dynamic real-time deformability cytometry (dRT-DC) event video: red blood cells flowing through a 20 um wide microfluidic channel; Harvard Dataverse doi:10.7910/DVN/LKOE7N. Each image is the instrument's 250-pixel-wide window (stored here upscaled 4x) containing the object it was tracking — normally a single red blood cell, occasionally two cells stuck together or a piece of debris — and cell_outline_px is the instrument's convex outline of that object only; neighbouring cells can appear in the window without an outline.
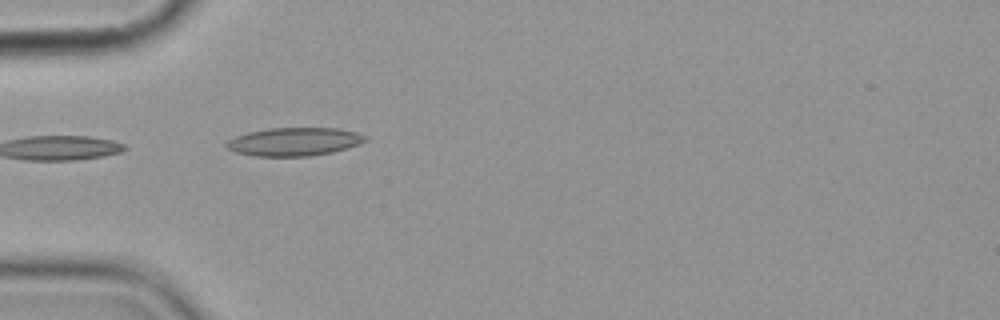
{"species": "common noctule bat (a hibernating species)", "species_latin": "Nyctalus noctula", "temperature_condition": "cold", "stored_images_in_passage": 5, "camera_frame_rate_fps": 3000, "um_per_image_px": 0.085, "animal": {"sex": "female", "body_mass_g": 19.9}, "frame": {"image": 1, "passage_image": 4, "time_ms": 3.667, "image_size_px": [1000, 320], "cell_outline_px": [[368, 140], [332, 152], [308, 156], [252, 156], [236, 152], [228, 148], [224, 144], [228, 140], [236, 136], [248, 132], [268, 128], [336, 128], [356, 132], [368, 136]], "centroid_in_image_um": [24.98, 12.04], "position_along_channel_um": 60.0, "area_um2": 22.72}}